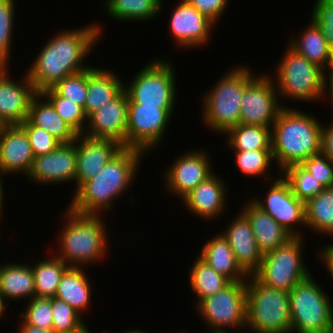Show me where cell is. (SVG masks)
I'll return each mask as SVG.
<instances>
[{
  "label": "cell",
  "mask_w": 333,
  "mask_h": 333,
  "mask_svg": "<svg viewBox=\"0 0 333 333\" xmlns=\"http://www.w3.org/2000/svg\"><path fill=\"white\" fill-rule=\"evenodd\" d=\"M209 333H230V332H213V331H211Z\"/></svg>",
  "instance_id": "cell-55"
},
{
  "label": "cell",
  "mask_w": 333,
  "mask_h": 333,
  "mask_svg": "<svg viewBox=\"0 0 333 333\" xmlns=\"http://www.w3.org/2000/svg\"><path fill=\"white\" fill-rule=\"evenodd\" d=\"M19 326L18 333H57L52 328L51 329H43V328H37L34 326H31L27 323H25L22 318Z\"/></svg>",
  "instance_id": "cell-50"
},
{
  "label": "cell",
  "mask_w": 333,
  "mask_h": 333,
  "mask_svg": "<svg viewBox=\"0 0 333 333\" xmlns=\"http://www.w3.org/2000/svg\"><path fill=\"white\" fill-rule=\"evenodd\" d=\"M322 127L314 116L284 107L271 127V149L278 172L321 153Z\"/></svg>",
  "instance_id": "cell-3"
},
{
  "label": "cell",
  "mask_w": 333,
  "mask_h": 333,
  "mask_svg": "<svg viewBox=\"0 0 333 333\" xmlns=\"http://www.w3.org/2000/svg\"><path fill=\"white\" fill-rule=\"evenodd\" d=\"M239 213L221 233L227 239L241 269L247 275H253L260 267L263 254L258 249L249 220L241 211Z\"/></svg>",
  "instance_id": "cell-23"
},
{
  "label": "cell",
  "mask_w": 333,
  "mask_h": 333,
  "mask_svg": "<svg viewBox=\"0 0 333 333\" xmlns=\"http://www.w3.org/2000/svg\"><path fill=\"white\" fill-rule=\"evenodd\" d=\"M35 156L26 132L19 125L0 126V172L3 175L30 172Z\"/></svg>",
  "instance_id": "cell-21"
},
{
  "label": "cell",
  "mask_w": 333,
  "mask_h": 333,
  "mask_svg": "<svg viewBox=\"0 0 333 333\" xmlns=\"http://www.w3.org/2000/svg\"><path fill=\"white\" fill-rule=\"evenodd\" d=\"M171 10L169 31L176 45L188 49L204 47L211 38V29L215 24L195 9L187 0H179Z\"/></svg>",
  "instance_id": "cell-17"
},
{
  "label": "cell",
  "mask_w": 333,
  "mask_h": 333,
  "mask_svg": "<svg viewBox=\"0 0 333 333\" xmlns=\"http://www.w3.org/2000/svg\"><path fill=\"white\" fill-rule=\"evenodd\" d=\"M279 176L281 177L271 180L264 200L257 196L250 200L294 237H302L303 232L297 226L306 227L304 202L293 194L291 186L282 174L279 173Z\"/></svg>",
  "instance_id": "cell-14"
},
{
  "label": "cell",
  "mask_w": 333,
  "mask_h": 333,
  "mask_svg": "<svg viewBox=\"0 0 333 333\" xmlns=\"http://www.w3.org/2000/svg\"><path fill=\"white\" fill-rule=\"evenodd\" d=\"M0 292L8 303L35 297L34 274L31 264L4 262L0 265Z\"/></svg>",
  "instance_id": "cell-28"
},
{
  "label": "cell",
  "mask_w": 333,
  "mask_h": 333,
  "mask_svg": "<svg viewBox=\"0 0 333 333\" xmlns=\"http://www.w3.org/2000/svg\"><path fill=\"white\" fill-rule=\"evenodd\" d=\"M320 251V252H319ZM317 254L319 255L318 257L320 258L321 261L320 263H323L331 275L330 277L333 280V244L326 243V245L320 249Z\"/></svg>",
  "instance_id": "cell-48"
},
{
  "label": "cell",
  "mask_w": 333,
  "mask_h": 333,
  "mask_svg": "<svg viewBox=\"0 0 333 333\" xmlns=\"http://www.w3.org/2000/svg\"><path fill=\"white\" fill-rule=\"evenodd\" d=\"M144 155L139 149L122 148L95 178L86 181L74 193L67 207L79 214L100 215L103 212L104 218L116 203L114 201L131 187Z\"/></svg>",
  "instance_id": "cell-2"
},
{
  "label": "cell",
  "mask_w": 333,
  "mask_h": 333,
  "mask_svg": "<svg viewBox=\"0 0 333 333\" xmlns=\"http://www.w3.org/2000/svg\"><path fill=\"white\" fill-rule=\"evenodd\" d=\"M224 135L227 148H231L233 152L272 150L270 127L238 124Z\"/></svg>",
  "instance_id": "cell-33"
},
{
  "label": "cell",
  "mask_w": 333,
  "mask_h": 333,
  "mask_svg": "<svg viewBox=\"0 0 333 333\" xmlns=\"http://www.w3.org/2000/svg\"><path fill=\"white\" fill-rule=\"evenodd\" d=\"M222 179L218 174L213 173L189 192L182 199L189 212L206 221L220 218V215L228 208L226 200H229L226 194L228 186Z\"/></svg>",
  "instance_id": "cell-22"
},
{
  "label": "cell",
  "mask_w": 333,
  "mask_h": 333,
  "mask_svg": "<svg viewBox=\"0 0 333 333\" xmlns=\"http://www.w3.org/2000/svg\"><path fill=\"white\" fill-rule=\"evenodd\" d=\"M325 73L326 74H325V83H324V90H325L324 96H327V94L329 93L328 98H330V96H331V99H329V100H331L330 103H332V105H333V65Z\"/></svg>",
  "instance_id": "cell-49"
},
{
  "label": "cell",
  "mask_w": 333,
  "mask_h": 333,
  "mask_svg": "<svg viewBox=\"0 0 333 333\" xmlns=\"http://www.w3.org/2000/svg\"><path fill=\"white\" fill-rule=\"evenodd\" d=\"M163 0H104L106 13L117 22L153 20L164 7ZM163 6V7H162ZM148 20V21H147Z\"/></svg>",
  "instance_id": "cell-31"
},
{
  "label": "cell",
  "mask_w": 333,
  "mask_h": 333,
  "mask_svg": "<svg viewBox=\"0 0 333 333\" xmlns=\"http://www.w3.org/2000/svg\"><path fill=\"white\" fill-rule=\"evenodd\" d=\"M281 174L288 181L293 194L304 203L310 198L318 196L325 189L312 174L300 165L289 166Z\"/></svg>",
  "instance_id": "cell-37"
},
{
  "label": "cell",
  "mask_w": 333,
  "mask_h": 333,
  "mask_svg": "<svg viewBox=\"0 0 333 333\" xmlns=\"http://www.w3.org/2000/svg\"><path fill=\"white\" fill-rule=\"evenodd\" d=\"M304 237H293L273 251L263 254L260 267L253 276L262 284L279 290H290L311 273L303 263Z\"/></svg>",
  "instance_id": "cell-10"
},
{
  "label": "cell",
  "mask_w": 333,
  "mask_h": 333,
  "mask_svg": "<svg viewBox=\"0 0 333 333\" xmlns=\"http://www.w3.org/2000/svg\"><path fill=\"white\" fill-rule=\"evenodd\" d=\"M275 69L276 74H271V77L280 99L287 97L290 98L289 101L294 99L308 103L326 98L325 71L298 54L288 44Z\"/></svg>",
  "instance_id": "cell-6"
},
{
  "label": "cell",
  "mask_w": 333,
  "mask_h": 333,
  "mask_svg": "<svg viewBox=\"0 0 333 333\" xmlns=\"http://www.w3.org/2000/svg\"><path fill=\"white\" fill-rule=\"evenodd\" d=\"M53 325L57 333H76L86 326L83 316L65 301L51 298Z\"/></svg>",
  "instance_id": "cell-40"
},
{
  "label": "cell",
  "mask_w": 333,
  "mask_h": 333,
  "mask_svg": "<svg viewBox=\"0 0 333 333\" xmlns=\"http://www.w3.org/2000/svg\"><path fill=\"white\" fill-rule=\"evenodd\" d=\"M247 202L248 203L240 209L250 222L258 249L262 254L273 251L294 237L268 213L257 207L251 200Z\"/></svg>",
  "instance_id": "cell-24"
},
{
  "label": "cell",
  "mask_w": 333,
  "mask_h": 333,
  "mask_svg": "<svg viewBox=\"0 0 333 333\" xmlns=\"http://www.w3.org/2000/svg\"><path fill=\"white\" fill-rule=\"evenodd\" d=\"M84 267H69L58 284L55 298L65 301L83 316L91 306L92 286ZM91 286V287H90Z\"/></svg>",
  "instance_id": "cell-30"
},
{
  "label": "cell",
  "mask_w": 333,
  "mask_h": 333,
  "mask_svg": "<svg viewBox=\"0 0 333 333\" xmlns=\"http://www.w3.org/2000/svg\"><path fill=\"white\" fill-rule=\"evenodd\" d=\"M88 328L89 327L86 325L83 329H81L80 331H78L76 333H92V332H90V330Z\"/></svg>",
  "instance_id": "cell-54"
},
{
  "label": "cell",
  "mask_w": 333,
  "mask_h": 333,
  "mask_svg": "<svg viewBox=\"0 0 333 333\" xmlns=\"http://www.w3.org/2000/svg\"><path fill=\"white\" fill-rule=\"evenodd\" d=\"M8 66H0V126L20 125L27 120L32 98L37 94L26 73L19 82L10 77Z\"/></svg>",
  "instance_id": "cell-16"
},
{
  "label": "cell",
  "mask_w": 333,
  "mask_h": 333,
  "mask_svg": "<svg viewBox=\"0 0 333 333\" xmlns=\"http://www.w3.org/2000/svg\"><path fill=\"white\" fill-rule=\"evenodd\" d=\"M174 108L128 104L125 148H135L148 155L164 139ZM170 119V120H169Z\"/></svg>",
  "instance_id": "cell-12"
},
{
  "label": "cell",
  "mask_w": 333,
  "mask_h": 333,
  "mask_svg": "<svg viewBox=\"0 0 333 333\" xmlns=\"http://www.w3.org/2000/svg\"><path fill=\"white\" fill-rule=\"evenodd\" d=\"M27 302L25 310L20 314L22 320L37 328L51 329L53 325L51 298L33 297Z\"/></svg>",
  "instance_id": "cell-41"
},
{
  "label": "cell",
  "mask_w": 333,
  "mask_h": 333,
  "mask_svg": "<svg viewBox=\"0 0 333 333\" xmlns=\"http://www.w3.org/2000/svg\"><path fill=\"white\" fill-rule=\"evenodd\" d=\"M112 70L101 69L100 67L87 68V98L85 101L84 111L87 117L114 99L123 89L122 81Z\"/></svg>",
  "instance_id": "cell-25"
},
{
  "label": "cell",
  "mask_w": 333,
  "mask_h": 333,
  "mask_svg": "<svg viewBox=\"0 0 333 333\" xmlns=\"http://www.w3.org/2000/svg\"><path fill=\"white\" fill-rule=\"evenodd\" d=\"M27 119L34 126L48 131L61 143H72L78 137V133L57 114L41 93L32 98Z\"/></svg>",
  "instance_id": "cell-27"
},
{
  "label": "cell",
  "mask_w": 333,
  "mask_h": 333,
  "mask_svg": "<svg viewBox=\"0 0 333 333\" xmlns=\"http://www.w3.org/2000/svg\"><path fill=\"white\" fill-rule=\"evenodd\" d=\"M310 18L321 29L328 45L333 49V0H315Z\"/></svg>",
  "instance_id": "cell-44"
},
{
  "label": "cell",
  "mask_w": 333,
  "mask_h": 333,
  "mask_svg": "<svg viewBox=\"0 0 333 333\" xmlns=\"http://www.w3.org/2000/svg\"><path fill=\"white\" fill-rule=\"evenodd\" d=\"M7 303H6V299L4 298L3 294L0 292V319H2V317H5V310L7 309Z\"/></svg>",
  "instance_id": "cell-52"
},
{
  "label": "cell",
  "mask_w": 333,
  "mask_h": 333,
  "mask_svg": "<svg viewBox=\"0 0 333 333\" xmlns=\"http://www.w3.org/2000/svg\"><path fill=\"white\" fill-rule=\"evenodd\" d=\"M129 97L123 89L114 99L88 116L83 134L93 138L111 139L125 148Z\"/></svg>",
  "instance_id": "cell-19"
},
{
  "label": "cell",
  "mask_w": 333,
  "mask_h": 333,
  "mask_svg": "<svg viewBox=\"0 0 333 333\" xmlns=\"http://www.w3.org/2000/svg\"><path fill=\"white\" fill-rule=\"evenodd\" d=\"M50 258L38 260L32 264L31 268L34 274L35 297L53 298L55 297L58 284L61 281L65 271L69 268L61 259L54 255Z\"/></svg>",
  "instance_id": "cell-35"
},
{
  "label": "cell",
  "mask_w": 333,
  "mask_h": 333,
  "mask_svg": "<svg viewBox=\"0 0 333 333\" xmlns=\"http://www.w3.org/2000/svg\"><path fill=\"white\" fill-rule=\"evenodd\" d=\"M300 166L325 188L333 187V162L322 153L305 159Z\"/></svg>",
  "instance_id": "cell-45"
},
{
  "label": "cell",
  "mask_w": 333,
  "mask_h": 333,
  "mask_svg": "<svg viewBox=\"0 0 333 333\" xmlns=\"http://www.w3.org/2000/svg\"><path fill=\"white\" fill-rule=\"evenodd\" d=\"M197 150L191 149L190 152L178 155L163 174L167 192L180 197L181 200L215 172L212 161L210 162V154L208 155L204 149Z\"/></svg>",
  "instance_id": "cell-15"
},
{
  "label": "cell",
  "mask_w": 333,
  "mask_h": 333,
  "mask_svg": "<svg viewBox=\"0 0 333 333\" xmlns=\"http://www.w3.org/2000/svg\"><path fill=\"white\" fill-rule=\"evenodd\" d=\"M102 28L95 22L82 28L58 31L47 40L36 54V59L24 71L36 92L53 88L65 77L91 67L85 64V60L101 40Z\"/></svg>",
  "instance_id": "cell-1"
},
{
  "label": "cell",
  "mask_w": 333,
  "mask_h": 333,
  "mask_svg": "<svg viewBox=\"0 0 333 333\" xmlns=\"http://www.w3.org/2000/svg\"><path fill=\"white\" fill-rule=\"evenodd\" d=\"M278 91L269 73L257 74L245 87L242 100L240 123L272 127L285 104L280 103Z\"/></svg>",
  "instance_id": "cell-13"
},
{
  "label": "cell",
  "mask_w": 333,
  "mask_h": 333,
  "mask_svg": "<svg viewBox=\"0 0 333 333\" xmlns=\"http://www.w3.org/2000/svg\"><path fill=\"white\" fill-rule=\"evenodd\" d=\"M171 61L163 57L153 59L134 75L124 89L129 97L128 104H143L159 108H175L177 98L176 70Z\"/></svg>",
  "instance_id": "cell-9"
},
{
  "label": "cell",
  "mask_w": 333,
  "mask_h": 333,
  "mask_svg": "<svg viewBox=\"0 0 333 333\" xmlns=\"http://www.w3.org/2000/svg\"><path fill=\"white\" fill-rule=\"evenodd\" d=\"M2 175H3V174L0 172V217H2L1 215H3V214H2V213H3L2 211H4V210H3V208H4V205H3L4 203H3V202H4V199H5V198H4V193H5V192H4V189H3L4 186H3V181H2L4 175H3V176H2ZM1 178H2V179H1Z\"/></svg>",
  "instance_id": "cell-51"
},
{
  "label": "cell",
  "mask_w": 333,
  "mask_h": 333,
  "mask_svg": "<svg viewBox=\"0 0 333 333\" xmlns=\"http://www.w3.org/2000/svg\"><path fill=\"white\" fill-rule=\"evenodd\" d=\"M274 159L272 150H251L235 152V165L246 177L267 176L270 181L275 179L269 177L268 170L272 166ZM271 165V166H270Z\"/></svg>",
  "instance_id": "cell-38"
},
{
  "label": "cell",
  "mask_w": 333,
  "mask_h": 333,
  "mask_svg": "<svg viewBox=\"0 0 333 333\" xmlns=\"http://www.w3.org/2000/svg\"><path fill=\"white\" fill-rule=\"evenodd\" d=\"M74 143L77 154L75 193L86 181L95 178L123 146L111 139L93 138L85 134H78Z\"/></svg>",
  "instance_id": "cell-20"
},
{
  "label": "cell",
  "mask_w": 333,
  "mask_h": 333,
  "mask_svg": "<svg viewBox=\"0 0 333 333\" xmlns=\"http://www.w3.org/2000/svg\"><path fill=\"white\" fill-rule=\"evenodd\" d=\"M76 144L62 143L53 152L34 158L33 165L26 177L36 185L64 184L76 179Z\"/></svg>",
  "instance_id": "cell-18"
},
{
  "label": "cell",
  "mask_w": 333,
  "mask_h": 333,
  "mask_svg": "<svg viewBox=\"0 0 333 333\" xmlns=\"http://www.w3.org/2000/svg\"><path fill=\"white\" fill-rule=\"evenodd\" d=\"M195 9L208 17L215 24L228 9L229 0H187Z\"/></svg>",
  "instance_id": "cell-46"
},
{
  "label": "cell",
  "mask_w": 333,
  "mask_h": 333,
  "mask_svg": "<svg viewBox=\"0 0 333 333\" xmlns=\"http://www.w3.org/2000/svg\"><path fill=\"white\" fill-rule=\"evenodd\" d=\"M230 283L228 278L217 273L200 256L194 260L189 272V285L193 293L197 295L195 304L223 290Z\"/></svg>",
  "instance_id": "cell-34"
},
{
  "label": "cell",
  "mask_w": 333,
  "mask_h": 333,
  "mask_svg": "<svg viewBox=\"0 0 333 333\" xmlns=\"http://www.w3.org/2000/svg\"><path fill=\"white\" fill-rule=\"evenodd\" d=\"M65 211V224L58 233L59 254L56 256L69 267L102 262L110 250L108 237L111 231L106 228L102 215L79 214L69 207Z\"/></svg>",
  "instance_id": "cell-4"
},
{
  "label": "cell",
  "mask_w": 333,
  "mask_h": 333,
  "mask_svg": "<svg viewBox=\"0 0 333 333\" xmlns=\"http://www.w3.org/2000/svg\"><path fill=\"white\" fill-rule=\"evenodd\" d=\"M19 126L26 132L35 157L53 152L62 144L48 131L34 126L28 119Z\"/></svg>",
  "instance_id": "cell-43"
},
{
  "label": "cell",
  "mask_w": 333,
  "mask_h": 333,
  "mask_svg": "<svg viewBox=\"0 0 333 333\" xmlns=\"http://www.w3.org/2000/svg\"><path fill=\"white\" fill-rule=\"evenodd\" d=\"M53 89L60 96L69 98L84 107L87 98V69L65 77Z\"/></svg>",
  "instance_id": "cell-42"
},
{
  "label": "cell",
  "mask_w": 333,
  "mask_h": 333,
  "mask_svg": "<svg viewBox=\"0 0 333 333\" xmlns=\"http://www.w3.org/2000/svg\"><path fill=\"white\" fill-rule=\"evenodd\" d=\"M333 302L310 274L289 292L291 333H333Z\"/></svg>",
  "instance_id": "cell-8"
},
{
  "label": "cell",
  "mask_w": 333,
  "mask_h": 333,
  "mask_svg": "<svg viewBox=\"0 0 333 333\" xmlns=\"http://www.w3.org/2000/svg\"><path fill=\"white\" fill-rule=\"evenodd\" d=\"M16 0H0V66H9L13 48Z\"/></svg>",
  "instance_id": "cell-39"
},
{
  "label": "cell",
  "mask_w": 333,
  "mask_h": 333,
  "mask_svg": "<svg viewBox=\"0 0 333 333\" xmlns=\"http://www.w3.org/2000/svg\"><path fill=\"white\" fill-rule=\"evenodd\" d=\"M304 209L308 229L317 235L333 236V187L325 188L318 196L307 200Z\"/></svg>",
  "instance_id": "cell-32"
},
{
  "label": "cell",
  "mask_w": 333,
  "mask_h": 333,
  "mask_svg": "<svg viewBox=\"0 0 333 333\" xmlns=\"http://www.w3.org/2000/svg\"><path fill=\"white\" fill-rule=\"evenodd\" d=\"M310 23L299 34L289 40L288 45L326 72L333 65V49L328 45L321 29L310 18Z\"/></svg>",
  "instance_id": "cell-29"
},
{
  "label": "cell",
  "mask_w": 333,
  "mask_h": 333,
  "mask_svg": "<svg viewBox=\"0 0 333 333\" xmlns=\"http://www.w3.org/2000/svg\"><path fill=\"white\" fill-rule=\"evenodd\" d=\"M247 66L237 65L225 72L212 89L203 95V123L216 132L225 134L240 123L241 100L247 84L257 75Z\"/></svg>",
  "instance_id": "cell-5"
},
{
  "label": "cell",
  "mask_w": 333,
  "mask_h": 333,
  "mask_svg": "<svg viewBox=\"0 0 333 333\" xmlns=\"http://www.w3.org/2000/svg\"><path fill=\"white\" fill-rule=\"evenodd\" d=\"M120 333H122V332H120ZM123 333H147V332H145V331H143V330H139V329H129L128 331H125V332H123Z\"/></svg>",
  "instance_id": "cell-53"
},
{
  "label": "cell",
  "mask_w": 333,
  "mask_h": 333,
  "mask_svg": "<svg viewBox=\"0 0 333 333\" xmlns=\"http://www.w3.org/2000/svg\"><path fill=\"white\" fill-rule=\"evenodd\" d=\"M328 126V127H327ZM321 153L328 157L333 162V122L323 124L322 127V142Z\"/></svg>",
  "instance_id": "cell-47"
},
{
  "label": "cell",
  "mask_w": 333,
  "mask_h": 333,
  "mask_svg": "<svg viewBox=\"0 0 333 333\" xmlns=\"http://www.w3.org/2000/svg\"><path fill=\"white\" fill-rule=\"evenodd\" d=\"M41 94L52 104L57 114L78 134L84 133L88 120L84 107L69 98L60 96L53 88H48Z\"/></svg>",
  "instance_id": "cell-36"
},
{
  "label": "cell",
  "mask_w": 333,
  "mask_h": 333,
  "mask_svg": "<svg viewBox=\"0 0 333 333\" xmlns=\"http://www.w3.org/2000/svg\"><path fill=\"white\" fill-rule=\"evenodd\" d=\"M246 283V328L252 333H291L289 292L268 287L253 275Z\"/></svg>",
  "instance_id": "cell-7"
},
{
  "label": "cell",
  "mask_w": 333,
  "mask_h": 333,
  "mask_svg": "<svg viewBox=\"0 0 333 333\" xmlns=\"http://www.w3.org/2000/svg\"><path fill=\"white\" fill-rule=\"evenodd\" d=\"M198 255L217 273L222 274L231 282L246 281L248 275L238 265L234 252L222 233L210 238Z\"/></svg>",
  "instance_id": "cell-26"
},
{
  "label": "cell",
  "mask_w": 333,
  "mask_h": 333,
  "mask_svg": "<svg viewBox=\"0 0 333 333\" xmlns=\"http://www.w3.org/2000/svg\"><path fill=\"white\" fill-rule=\"evenodd\" d=\"M195 305L209 331L228 332L231 328L244 330L247 322V283L231 282L223 290Z\"/></svg>",
  "instance_id": "cell-11"
}]
</instances>
